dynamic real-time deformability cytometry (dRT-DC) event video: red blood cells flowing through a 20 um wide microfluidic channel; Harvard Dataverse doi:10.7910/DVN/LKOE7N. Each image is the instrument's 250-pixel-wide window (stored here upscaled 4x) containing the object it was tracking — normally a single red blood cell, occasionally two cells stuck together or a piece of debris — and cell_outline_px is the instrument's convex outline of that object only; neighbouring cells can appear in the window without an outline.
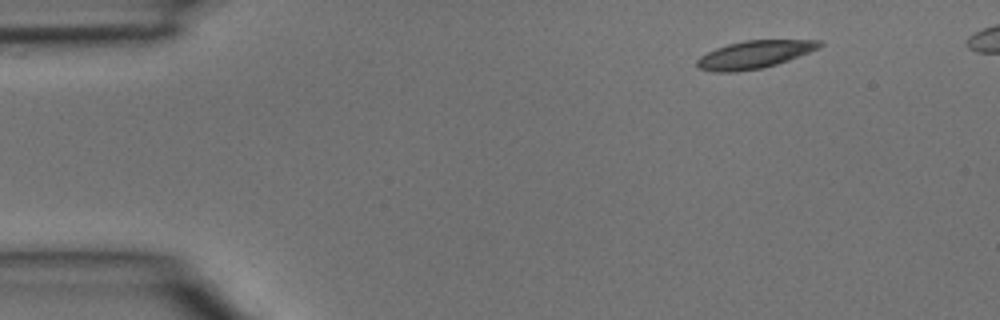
{"species": "common noctule bat (a hibernating species)", "species_latin": "Nyctalus noctula", "temperature_condition": "room temperature", "stored_images_in_passage": 3, "camera_frame_rate_fps": 3000, "um_per_image_px": 0.085, "animal": {"sex": "male", "body_mass_g": 15.6}, "frame": {"image": 1, "passage_image": 1, "time_ms": 0.0, "image_size_px": [1000, 320], "cell_outline_px": [[824, 44], [820, 48], [788, 60], [764, 68], [736, 72], [716, 72], [700, 68], [696, 64], [696, 60], [700, 56], [716, 48], [728, 44], [744, 40], [820, 40]], "centroid_in_image_um": [64.13, 4.63], "position_along_channel_um": 20.9, "area_um2": 19.77}}